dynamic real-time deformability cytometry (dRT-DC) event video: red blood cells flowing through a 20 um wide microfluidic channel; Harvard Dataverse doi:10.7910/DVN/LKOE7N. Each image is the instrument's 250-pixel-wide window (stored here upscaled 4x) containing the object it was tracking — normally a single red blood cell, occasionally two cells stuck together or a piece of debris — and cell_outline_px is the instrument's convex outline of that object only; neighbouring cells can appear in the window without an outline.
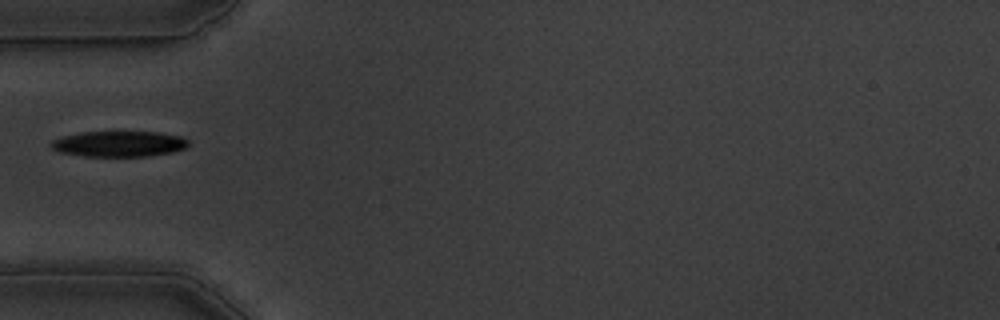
{"species": "common noctule bat (a hibernating species)", "species_latin": "Nyctalus noctula", "temperature_condition": "warm", "stored_images_in_passage": 39, "camera_frame_rate_fps": 3000, "um_per_image_px": 0.085, "animal": {"sex": "male", "body_mass_g": 19.5, "forearm_length_mm": 54.6}, "frame": {"image": 1, "passage_image": 1, "time_ms": 0.0, "image_size_px": [1000, 320], "cell_outline_px": [[188, 148], [172, 152], [148, 156], [84, 156], [60, 152], [52, 148], [48, 144], [52, 140], [64, 136], [84, 132], [156, 132], [180, 136], [188, 140]], "centroid_in_image_um": [10.12, 12.23], "position_along_channel_um": 74.9, "area_um2": 20.46}}
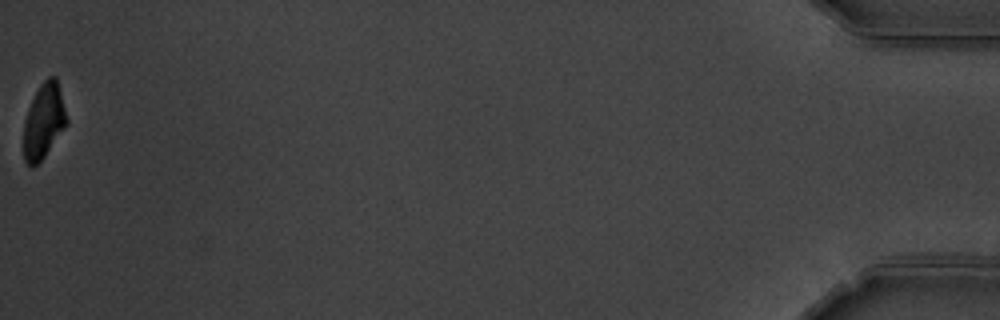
{"frame": {"image": 2, "passage_image": 39, "time_ms": 12.667, "image_size_px": [1000, 320], "cell_outline_px": [[68, 124], [44, 156], [32, 168], [24, 160], [24, 120], [28, 108], [40, 84], [48, 76], [56, 76], [68, 120]], "centroid_in_image_um": [3.72, 10.28], "position_along_channel_um": 431.5, "area_um2": 18.67}}